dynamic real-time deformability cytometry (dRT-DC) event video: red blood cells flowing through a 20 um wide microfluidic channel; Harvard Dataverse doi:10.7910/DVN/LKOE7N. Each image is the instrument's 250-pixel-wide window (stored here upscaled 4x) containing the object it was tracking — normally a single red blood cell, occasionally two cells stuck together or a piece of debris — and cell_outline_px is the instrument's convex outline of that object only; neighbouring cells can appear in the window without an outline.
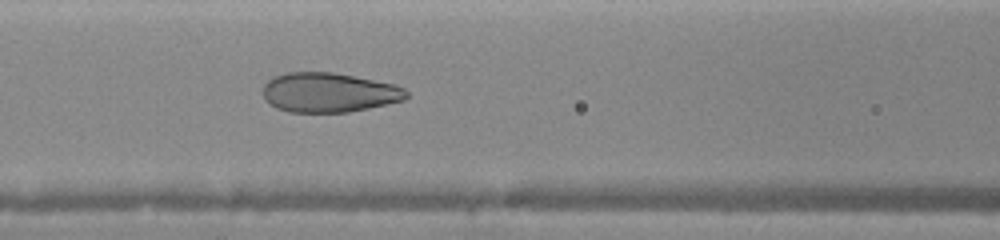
{"species": "human", "species_latin": "Homo sapiens", "temperature_condition": "warm", "stored_images_in_passage": 23, "camera_frame_rate_fps": 3000, "um_per_image_px": 0.085, "donor": {"sex": "female"}, "frame": {"image": 1, "passage_image": 6, "time_ms": 2.667, "image_size_px": [1000, 240], "cell_outline_px": [[408, 96], [404, 100], [368, 108], [348, 112], [288, 112], [276, 108], [268, 104], [264, 100], [264, 84], [268, 80], [276, 76], [288, 72], [332, 72], [396, 84], [404, 88], [408, 92]], "centroid_in_image_um": [27.95, 7.86], "position_along_channel_um": 138.6, "area_um2": 33.12}}
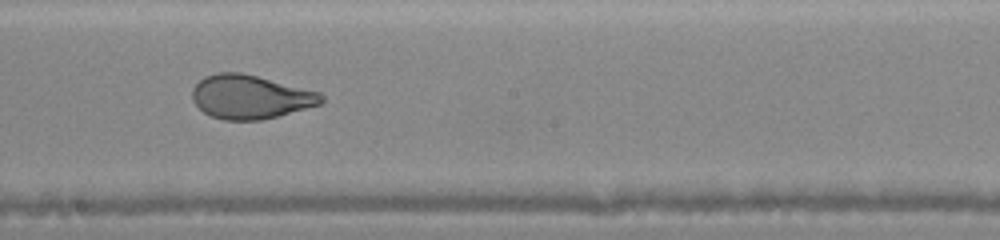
{"frame": {"image": 2, "passage_image": 10, "time_ms": 4.667, "image_size_px": [1000, 240], "cell_outline_px": [[324, 100], [320, 104], [276, 116], [260, 120], [224, 120], [212, 116], [204, 112], [192, 100], [192, 88], [204, 76], [216, 72], [240, 72], [320, 92], [324, 96]], "centroid_in_image_um": [21.25, 8.23], "position_along_channel_um": 227.0, "area_um2": 32.66}}
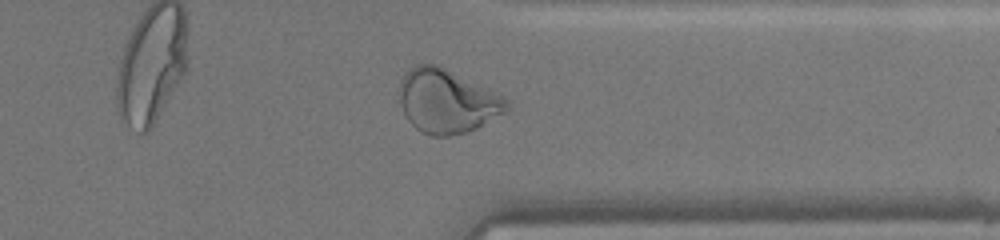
{"frame": {"image": 3, "passage_image": 17, "time_ms": 8.0, "image_size_px": [1000, 240], "cell_outline_px": [[512, 108], [476, 128], [464, 132], [448, 136], [432, 136], [420, 132], [408, 120], [400, 104], [400, 80], [416, 64], [440, 64], [488, 88], [508, 100]], "centroid_in_image_um": [38.01, 8.59], "position_along_channel_um": 373.4, "area_um2": 39.82}}